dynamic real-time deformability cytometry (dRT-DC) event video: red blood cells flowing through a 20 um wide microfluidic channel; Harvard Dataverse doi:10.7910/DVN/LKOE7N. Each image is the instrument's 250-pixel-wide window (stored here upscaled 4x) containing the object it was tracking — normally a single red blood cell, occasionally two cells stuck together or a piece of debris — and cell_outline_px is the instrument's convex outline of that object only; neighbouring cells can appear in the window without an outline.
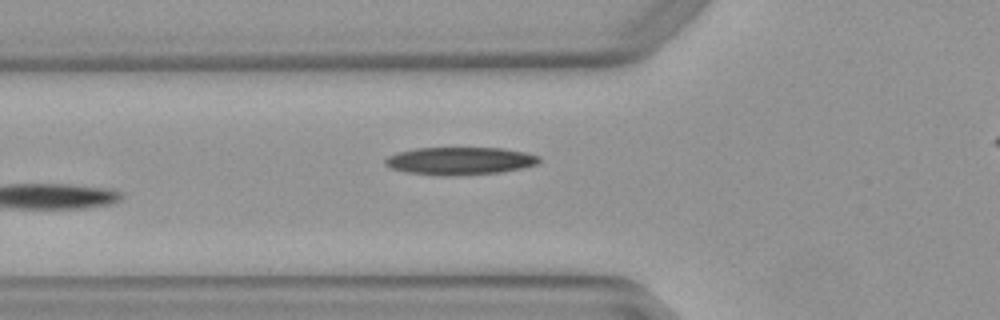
{"species": "Egyptian fruit bat (a non-hibernating species)", "species_latin": "Rousettus aegyptiacus", "temperature_condition": "warm", "stored_images_in_passage": 5, "camera_frame_rate_fps": 3000, "um_per_image_px": 0.085, "animal": {"sex": "female"}, "frame": {"image": 1, "passage_image": 5, "time_ms": 1.333, "image_size_px": [1000, 320], "cell_outline_px": [[540, 160], [536, 164], [520, 168], [500, 172], [456, 176], [452, 176], [408, 172], [392, 168], [384, 164], [384, 160], [388, 156], [396, 152], [416, 148], [500, 148], [524, 152], [540, 156]], "centroid_in_image_um": [39.07, 13.67], "position_along_channel_um": 86.7, "area_um2": 24.62}}